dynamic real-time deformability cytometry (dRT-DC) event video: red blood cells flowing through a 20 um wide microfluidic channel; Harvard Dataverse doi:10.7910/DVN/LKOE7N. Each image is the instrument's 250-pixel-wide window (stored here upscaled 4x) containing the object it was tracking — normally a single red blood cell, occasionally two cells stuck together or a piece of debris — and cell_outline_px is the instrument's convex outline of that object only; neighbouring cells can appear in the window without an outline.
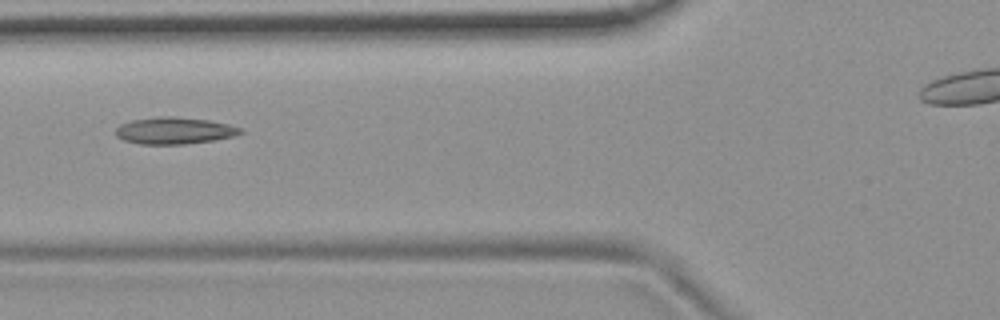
{"species": "common noctule bat (a hibernating species)", "species_latin": "Nyctalus noctula", "temperature_condition": "room temperature", "stored_images_in_passage": 49, "camera_frame_rate_fps": 3000, "um_per_image_px": 0.085, "animal": {"sex": "female", "body_mass_g": 19.9}, "frame": {"image": 1, "passage_image": 21, "time_ms": 6.667, "image_size_px": [1000, 320], "cell_outline_px": [[244, 132], [232, 136], [212, 140], [184, 144], [140, 144], [124, 140], [116, 136], [116, 128], [120, 124], [132, 120], [160, 116], [172, 116], [208, 120], [228, 124], [240, 128]], "centroid_in_image_um": [14.78, 11.1], "position_along_channel_um": 111.0, "area_um2": 19.31}}
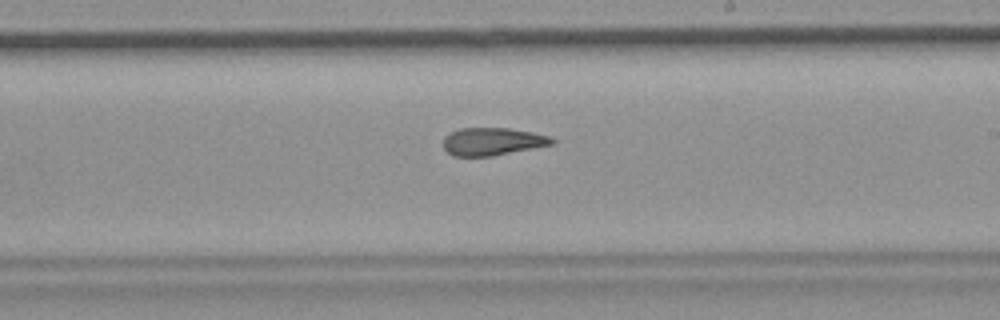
{"frame": {"image": 2, "passage_image": 32, "time_ms": 10.333, "image_size_px": [1000, 320], "cell_outline_px": [[556, 140], [552, 144], [492, 156], [456, 156], [448, 152], [444, 148], [444, 136], [460, 128], [508, 128], [532, 132], [552, 136]], "centroid_in_image_um": [41.87, 12.02], "position_along_channel_um": 247.1, "area_um2": 17.4}}
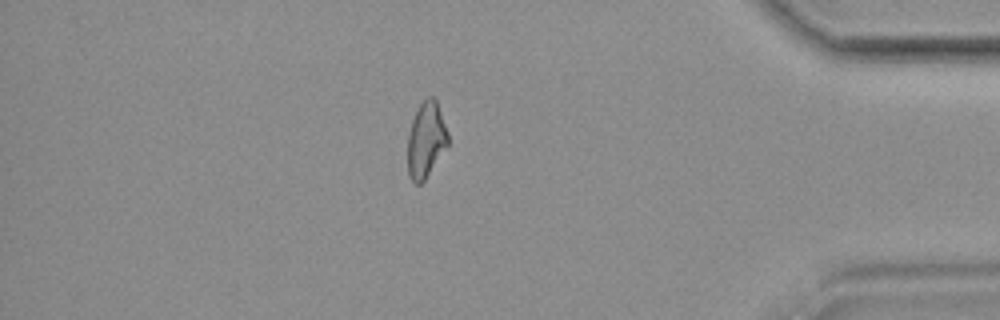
{"frame": {"image": 3, "passage_image": 47, "time_ms": 15.333, "image_size_px": [1000, 320], "cell_outline_px": [[448, 144], [424, 180], [420, 184], [416, 184], [408, 176], [408, 132], [412, 120], [420, 104], [428, 96], [432, 96], [436, 100], [448, 132]], "centroid_in_image_um": [36.2, 11.88], "position_along_channel_um": 399.0, "area_um2": 17.51}}